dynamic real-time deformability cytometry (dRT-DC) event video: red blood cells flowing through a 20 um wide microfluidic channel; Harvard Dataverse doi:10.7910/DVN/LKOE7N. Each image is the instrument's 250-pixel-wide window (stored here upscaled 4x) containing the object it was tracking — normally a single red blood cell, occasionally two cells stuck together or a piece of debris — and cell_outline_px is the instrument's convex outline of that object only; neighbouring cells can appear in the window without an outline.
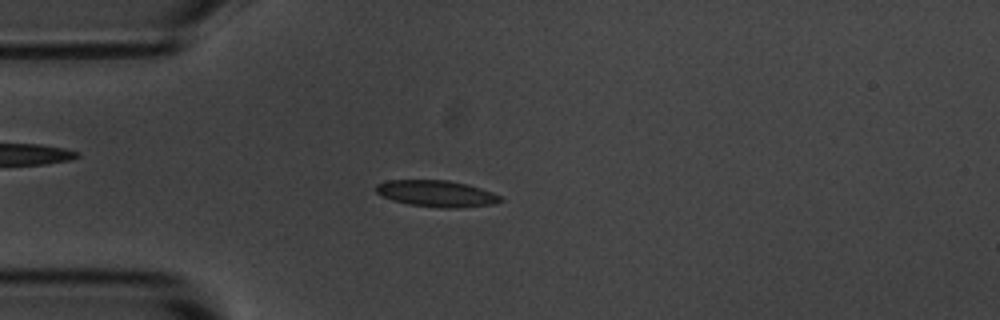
{"species": "common noctule bat (a hibernating species)", "species_latin": "Nyctalus noctula", "temperature_condition": "room temperature", "stored_images_in_passage": 55, "camera_frame_rate_fps": 3000, "um_per_image_px": 0.085, "animal": {"sex": "male", "body_mass_g": 20.1, "forearm_length_mm": 53.5}, "frame": {"image": 1, "passage_image": 14, "time_ms": 4.333, "image_size_px": [1000, 320], "cell_outline_px": [[504, 200], [496, 204], [456, 208], [440, 208], [408, 204], [392, 200], [376, 192], [376, 184], [384, 180], [448, 180], [468, 184], [504, 196]], "centroid_in_image_um": [37.15, 16.45], "position_along_channel_um": 47.8, "area_um2": 19.42}}
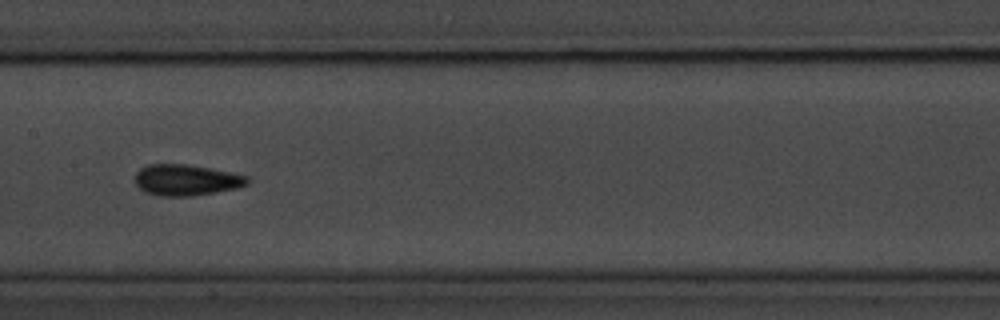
{"frame": {"image": 2, "passage_image": 27, "time_ms": 8.667, "image_size_px": [1000, 320], "cell_outline_px": [[248, 184], [236, 188], [192, 196], [160, 196], [144, 192], [136, 184], [136, 172], [140, 168], [148, 164], [184, 164], [208, 168], [248, 176]], "centroid_in_image_um": [15.79, 15.3], "position_along_channel_um": 191.6, "area_um2": 20.11}}
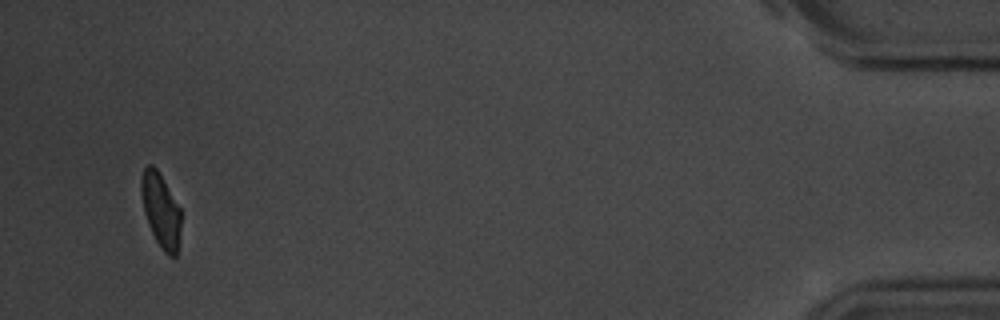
{"frame": {"image": 3, "passage_image": 53, "time_ms": 17.333, "image_size_px": [1000, 320], "cell_outline_px": [[180, 228], [176, 256], [168, 256], [164, 252], [156, 240], [148, 224], [144, 212], [140, 192], [140, 180], [144, 168], [148, 164], [152, 164], [156, 168], [180, 208]], "centroid_in_image_um": [13.64, 17.85], "position_along_channel_um": 421.6, "area_um2": 16.94}, "authors_computed_cell_mechanics": {"area_um2": 18.6694, "velocity_mm_per_s": 3.5817, "shape_relaxation_time_tau1_ms": 3.1884, "shape_relaxation_time_tau2_ms": 1.2865, "deformation_change_tau1": 0.1204, "deformation_change_tau2": 0.061}}